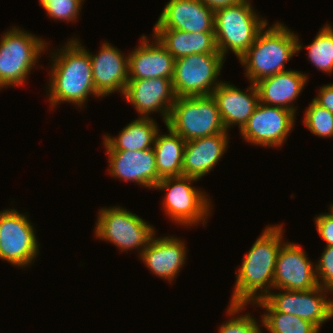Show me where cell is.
<instances>
[{
	"instance_id": "6da1fadb",
	"label": "cell",
	"mask_w": 333,
	"mask_h": 333,
	"mask_svg": "<svg viewBox=\"0 0 333 333\" xmlns=\"http://www.w3.org/2000/svg\"><path fill=\"white\" fill-rule=\"evenodd\" d=\"M79 40L72 37L62 48H57L56 53L54 51L49 54L52 64L46 95L52 109L67 102L82 110L90 95L100 97L94 87L89 53Z\"/></svg>"
},
{
	"instance_id": "7a4b0ae2",
	"label": "cell",
	"mask_w": 333,
	"mask_h": 333,
	"mask_svg": "<svg viewBox=\"0 0 333 333\" xmlns=\"http://www.w3.org/2000/svg\"><path fill=\"white\" fill-rule=\"evenodd\" d=\"M283 225H268L242 259L229 304L251 305L273 289L276 260L283 241Z\"/></svg>"
},
{
	"instance_id": "3957f363",
	"label": "cell",
	"mask_w": 333,
	"mask_h": 333,
	"mask_svg": "<svg viewBox=\"0 0 333 333\" xmlns=\"http://www.w3.org/2000/svg\"><path fill=\"white\" fill-rule=\"evenodd\" d=\"M269 24L258 33L254 43L238 59L245 68V76L255 84L263 78L290 69L285 64L303 48L298 34L281 22ZM268 27V28H267Z\"/></svg>"
},
{
	"instance_id": "277c9868",
	"label": "cell",
	"mask_w": 333,
	"mask_h": 333,
	"mask_svg": "<svg viewBox=\"0 0 333 333\" xmlns=\"http://www.w3.org/2000/svg\"><path fill=\"white\" fill-rule=\"evenodd\" d=\"M253 8L251 0L215 11L214 34L218 51L225 58L232 51L240 58L254 43L258 33L268 24Z\"/></svg>"
},
{
	"instance_id": "5b68a950",
	"label": "cell",
	"mask_w": 333,
	"mask_h": 333,
	"mask_svg": "<svg viewBox=\"0 0 333 333\" xmlns=\"http://www.w3.org/2000/svg\"><path fill=\"white\" fill-rule=\"evenodd\" d=\"M19 26H13L0 38V90L22 86L48 42Z\"/></svg>"
},
{
	"instance_id": "8992f818",
	"label": "cell",
	"mask_w": 333,
	"mask_h": 333,
	"mask_svg": "<svg viewBox=\"0 0 333 333\" xmlns=\"http://www.w3.org/2000/svg\"><path fill=\"white\" fill-rule=\"evenodd\" d=\"M195 181L199 180L183 175L164 177L154 187V190L167 191L162 201L166 216L173 223L190 226L188 228L198 224L205 226L213 207L207 192L193 186Z\"/></svg>"
},
{
	"instance_id": "52a82bcc",
	"label": "cell",
	"mask_w": 333,
	"mask_h": 333,
	"mask_svg": "<svg viewBox=\"0 0 333 333\" xmlns=\"http://www.w3.org/2000/svg\"><path fill=\"white\" fill-rule=\"evenodd\" d=\"M94 234L96 239L114 244L123 253L135 249L140 256L156 230L153 225L128 209L109 206L99 209Z\"/></svg>"
},
{
	"instance_id": "ba28073f",
	"label": "cell",
	"mask_w": 333,
	"mask_h": 333,
	"mask_svg": "<svg viewBox=\"0 0 333 333\" xmlns=\"http://www.w3.org/2000/svg\"><path fill=\"white\" fill-rule=\"evenodd\" d=\"M165 125L185 141L228 133L212 95L176 97Z\"/></svg>"
},
{
	"instance_id": "9c48e42d",
	"label": "cell",
	"mask_w": 333,
	"mask_h": 333,
	"mask_svg": "<svg viewBox=\"0 0 333 333\" xmlns=\"http://www.w3.org/2000/svg\"><path fill=\"white\" fill-rule=\"evenodd\" d=\"M270 291L263 299L253 305L266 312H281L296 315L310 321L319 330L322 324L333 318V299L326 296L327 291L320 285L307 291L278 289Z\"/></svg>"
},
{
	"instance_id": "30bf717a",
	"label": "cell",
	"mask_w": 333,
	"mask_h": 333,
	"mask_svg": "<svg viewBox=\"0 0 333 333\" xmlns=\"http://www.w3.org/2000/svg\"><path fill=\"white\" fill-rule=\"evenodd\" d=\"M14 207L0 211V259L16 268H27L39 255L34 224Z\"/></svg>"
},
{
	"instance_id": "8fae6325",
	"label": "cell",
	"mask_w": 333,
	"mask_h": 333,
	"mask_svg": "<svg viewBox=\"0 0 333 333\" xmlns=\"http://www.w3.org/2000/svg\"><path fill=\"white\" fill-rule=\"evenodd\" d=\"M224 62L221 53H196L175 59L172 79L175 96L211 95L222 82L219 77Z\"/></svg>"
},
{
	"instance_id": "7c38bea8",
	"label": "cell",
	"mask_w": 333,
	"mask_h": 333,
	"mask_svg": "<svg viewBox=\"0 0 333 333\" xmlns=\"http://www.w3.org/2000/svg\"><path fill=\"white\" fill-rule=\"evenodd\" d=\"M295 119L296 114L288 109L259 102L239 132L249 144L278 149L287 141L294 128Z\"/></svg>"
},
{
	"instance_id": "4fadbf2b",
	"label": "cell",
	"mask_w": 333,
	"mask_h": 333,
	"mask_svg": "<svg viewBox=\"0 0 333 333\" xmlns=\"http://www.w3.org/2000/svg\"><path fill=\"white\" fill-rule=\"evenodd\" d=\"M307 256L300 245L285 240L276 260L273 290L307 291L319 286L315 262Z\"/></svg>"
},
{
	"instance_id": "5bb4252c",
	"label": "cell",
	"mask_w": 333,
	"mask_h": 333,
	"mask_svg": "<svg viewBox=\"0 0 333 333\" xmlns=\"http://www.w3.org/2000/svg\"><path fill=\"white\" fill-rule=\"evenodd\" d=\"M122 96L133 105L139 117L149 118L151 113H159L164 124L176 98L172 80L167 78L129 80Z\"/></svg>"
},
{
	"instance_id": "9a60e30c",
	"label": "cell",
	"mask_w": 333,
	"mask_h": 333,
	"mask_svg": "<svg viewBox=\"0 0 333 333\" xmlns=\"http://www.w3.org/2000/svg\"><path fill=\"white\" fill-rule=\"evenodd\" d=\"M87 51L92 65L94 87L100 99L115 91L123 95L129 81L128 55L106 40L96 55Z\"/></svg>"
},
{
	"instance_id": "2e32d148",
	"label": "cell",
	"mask_w": 333,
	"mask_h": 333,
	"mask_svg": "<svg viewBox=\"0 0 333 333\" xmlns=\"http://www.w3.org/2000/svg\"><path fill=\"white\" fill-rule=\"evenodd\" d=\"M215 11L200 0H169L154 29L214 33Z\"/></svg>"
},
{
	"instance_id": "e0dca14e",
	"label": "cell",
	"mask_w": 333,
	"mask_h": 333,
	"mask_svg": "<svg viewBox=\"0 0 333 333\" xmlns=\"http://www.w3.org/2000/svg\"><path fill=\"white\" fill-rule=\"evenodd\" d=\"M108 173L121 181L138 183L143 188L154 189L162 179L156 168L155 151L152 148L140 151H106Z\"/></svg>"
},
{
	"instance_id": "ac0fdd59",
	"label": "cell",
	"mask_w": 333,
	"mask_h": 333,
	"mask_svg": "<svg viewBox=\"0 0 333 333\" xmlns=\"http://www.w3.org/2000/svg\"><path fill=\"white\" fill-rule=\"evenodd\" d=\"M187 249L185 241L177 236L154 235L139 258L152 274L172 284L186 263Z\"/></svg>"
},
{
	"instance_id": "d6986e66",
	"label": "cell",
	"mask_w": 333,
	"mask_h": 333,
	"mask_svg": "<svg viewBox=\"0 0 333 333\" xmlns=\"http://www.w3.org/2000/svg\"><path fill=\"white\" fill-rule=\"evenodd\" d=\"M150 42L146 35L141 42L128 53L129 80L167 78L173 79L175 58L152 35Z\"/></svg>"
},
{
	"instance_id": "ffe728a7",
	"label": "cell",
	"mask_w": 333,
	"mask_h": 333,
	"mask_svg": "<svg viewBox=\"0 0 333 333\" xmlns=\"http://www.w3.org/2000/svg\"><path fill=\"white\" fill-rule=\"evenodd\" d=\"M249 84L244 92L234 84L222 81L211 94L226 131L235 125L241 130L259 104L256 85Z\"/></svg>"
},
{
	"instance_id": "44dd1931",
	"label": "cell",
	"mask_w": 333,
	"mask_h": 333,
	"mask_svg": "<svg viewBox=\"0 0 333 333\" xmlns=\"http://www.w3.org/2000/svg\"><path fill=\"white\" fill-rule=\"evenodd\" d=\"M228 134L218 133L186 141L182 175L199 180L212 171L228 149Z\"/></svg>"
},
{
	"instance_id": "7402d4cb",
	"label": "cell",
	"mask_w": 333,
	"mask_h": 333,
	"mask_svg": "<svg viewBox=\"0 0 333 333\" xmlns=\"http://www.w3.org/2000/svg\"><path fill=\"white\" fill-rule=\"evenodd\" d=\"M308 78L306 73L292 69L263 78L255 83L259 102L269 106L282 107L296 114L298 113L297 106L293 105L305 89L304 87L309 81Z\"/></svg>"
},
{
	"instance_id": "603a6c76",
	"label": "cell",
	"mask_w": 333,
	"mask_h": 333,
	"mask_svg": "<svg viewBox=\"0 0 333 333\" xmlns=\"http://www.w3.org/2000/svg\"><path fill=\"white\" fill-rule=\"evenodd\" d=\"M152 35L175 59L196 53H220L214 33H189L176 29H153Z\"/></svg>"
},
{
	"instance_id": "cb8c5ba5",
	"label": "cell",
	"mask_w": 333,
	"mask_h": 333,
	"mask_svg": "<svg viewBox=\"0 0 333 333\" xmlns=\"http://www.w3.org/2000/svg\"><path fill=\"white\" fill-rule=\"evenodd\" d=\"M159 131L155 119L138 117L127 123L117 136L104 135L102 143L105 151L147 150L154 146Z\"/></svg>"
},
{
	"instance_id": "d4e9b609",
	"label": "cell",
	"mask_w": 333,
	"mask_h": 333,
	"mask_svg": "<svg viewBox=\"0 0 333 333\" xmlns=\"http://www.w3.org/2000/svg\"><path fill=\"white\" fill-rule=\"evenodd\" d=\"M167 134L157 133L153 149L157 173L161 178L182 176L186 141L167 127Z\"/></svg>"
},
{
	"instance_id": "484cf974",
	"label": "cell",
	"mask_w": 333,
	"mask_h": 333,
	"mask_svg": "<svg viewBox=\"0 0 333 333\" xmlns=\"http://www.w3.org/2000/svg\"><path fill=\"white\" fill-rule=\"evenodd\" d=\"M307 47V56L314 67L333 73V26L325 24Z\"/></svg>"
},
{
	"instance_id": "4316f807",
	"label": "cell",
	"mask_w": 333,
	"mask_h": 333,
	"mask_svg": "<svg viewBox=\"0 0 333 333\" xmlns=\"http://www.w3.org/2000/svg\"><path fill=\"white\" fill-rule=\"evenodd\" d=\"M260 322L269 333H320L310 321L281 312H264Z\"/></svg>"
},
{
	"instance_id": "83f0119b",
	"label": "cell",
	"mask_w": 333,
	"mask_h": 333,
	"mask_svg": "<svg viewBox=\"0 0 333 333\" xmlns=\"http://www.w3.org/2000/svg\"><path fill=\"white\" fill-rule=\"evenodd\" d=\"M246 306L248 305L229 304L226 314L231 317L219 325L218 333H262L260 327L262 325L255 320L256 318L251 313L239 315Z\"/></svg>"
},
{
	"instance_id": "f1b7e54d",
	"label": "cell",
	"mask_w": 333,
	"mask_h": 333,
	"mask_svg": "<svg viewBox=\"0 0 333 333\" xmlns=\"http://www.w3.org/2000/svg\"><path fill=\"white\" fill-rule=\"evenodd\" d=\"M304 125L314 135L322 138L333 137V114L319 106L313 100L306 107Z\"/></svg>"
},
{
	"instance_id": "f546056e",
	"label": "cell",
	"mask_w": 333,
	"mask_h": 333,
	"mask_svg": "<svg viewBox=\"0 0 333 333\" xmlns=\"http://www.w3.org/2000/svg\"><path fill=\"white\" fill-rule=\"evenodd\" d=\"M85 0H52L43 8L49 18L54 21L75 22L81 13L82 5Z\"/></svg>"
},
{
	"instance_id": "4dcf8cb0",
	"label": "cell",
	"mask_w": 333,
	"mask_h": 333,
	"mask_svg": "<svg viewBox=\"0 0 333 333\" xmlns=\"http://www.w3.org/2000/svg\"><path fill=\"white\" fill-rule=\"evenodd\" d=\"M315 267L318 284L331 295L333 293V246H325Z\"/></svg>"
},
{
	"instance_id": "1f68e13d",
	"label": "cell",
	"mask_w": 333,
	"mask_h": 333,
	"mask_svg": "<svg viewBox=\"0 0 333 333\" xmlns=\"http://www.w3.org/2000/svg\"><path fill=\"white\" fill-rule=\"evenodd\" d=\"M322 213L314 217L315 227L319 236L325 241V246H333V211Z\"/></svg>"
},
{
	"instance_id": "d6a6232c",
	"label": "cell",
	"mask_w": 333,
	"mask_h": 333,
	"mask_svg": "<svg viewBox=\"0 0 333 333\" xmlns=\"http://www.w3.org/2000/svg\"><path fill=\"white\" fill-rule=\"evenodd\" d=\"M312 100L333 114V83L321 86L316 97Z\"/></svg>"
},
{
	"instance_id": "836d02e7",
	"label": "cell",
	"mask_w": 333,
	"mask_h": 333,
	"mask_svg": "<svg viewBox=\"0 0 333 333\" xmlns=\"http://www.w3.org/2000/svg\"><path fill=\"white\" fill-rule=\"evenodd\" d=\"M206 6L210 7L213 11L220 8L231 6L241 2L242 0H200Z\"/></svg>"
},
{
	"instance_id": "e575fe53",
	"label": "cell",
	"mask_w": 333,
	"mask_h": 333,
	"mask_svg": "<svg viewBox=\"0 0 333 333\" xmlns=\"http://www.w3.org/2000/svg\"><path fill=\"white\" fill-rule=\"evenodd\" d=\"M52 2V0H39V6L44 7L46 4Z\"/></svg>"
},
{
	"instance_id": "d590c367",
	"label": "cell",
	"mask_w": 333,
	"mask_h": 333,
	"mask_svg": "<svg viewBox=\"0 0 333 333\" xmlns=\"http://www.w3.org/2000/svg\"><path fill=\"white\" fill-rule=\"evenodd\" d=\"M328 209H331L333 211V204H331Z\"/></svg>"
}]
</instances>
